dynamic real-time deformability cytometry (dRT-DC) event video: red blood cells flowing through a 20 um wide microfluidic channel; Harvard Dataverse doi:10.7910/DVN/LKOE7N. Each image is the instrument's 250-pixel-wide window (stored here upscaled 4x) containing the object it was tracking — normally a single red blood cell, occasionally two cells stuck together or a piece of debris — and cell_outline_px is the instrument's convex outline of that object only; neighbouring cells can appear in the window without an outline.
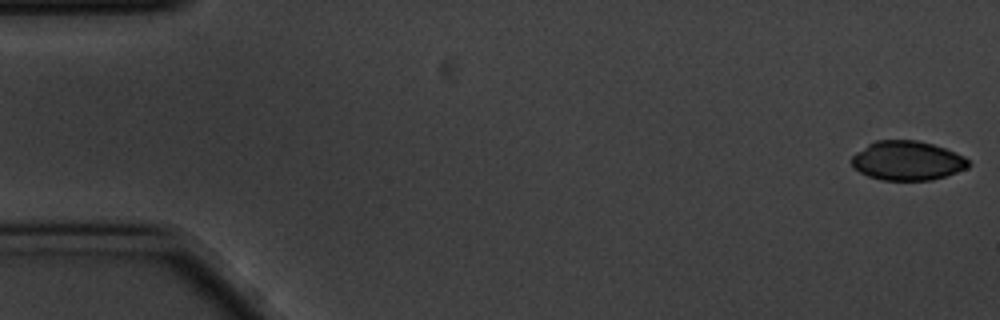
{"species": "common noctule bat (a hibernating species)", "species_latin": "Nyctalus noctula", "temperature_condition": "cold", "stored_images_in_passage": 57, "camera_frame_rate_fps": 3000, "um_per_image_px": 0.085, "animal": {"sex": "male", "body_mass_g": 20.1, "forearm_length_mm": 53.5}, "frame": {"image": 1, "passage_image": 1, "time_ms": 0.0, "image_size_px": [1000, 320], "cell_outline_px": [[972, 164], [968, 168], [932, 180], [884, 180], [868, 176], [860, 172], [852, 164], [852, 156], [856, 152], [868, 144], [876, 140], [916, 140], [932, 144], [956, 152], [964, 156]], "centroid_in_image_um": [77.14, 13.65], "position_along_channel_um": 7.9, "area_um2": 26.65}}
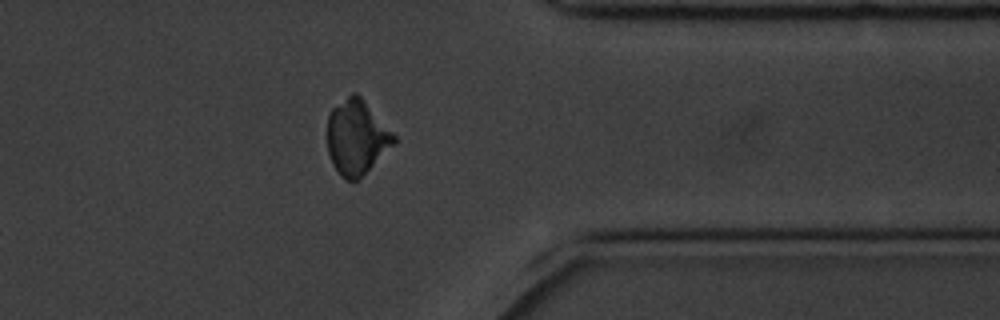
{"frame": {"image": 2, "passage_image": 45, "time_ms": 14.667, "image_size_px": [1000, 320], "cell_outline_px": [[396, 140], [356, 180], [348, 180], [340, 176], [332, 164], [328, 152], [328, 116], [332, 108], [352, 92], [356, 92], [360, 96], [396, 136]], "centroid_in_image_um": [30.27, 11.63], "position_along_channel_um": 381.1, "area_um2": 28.09}}
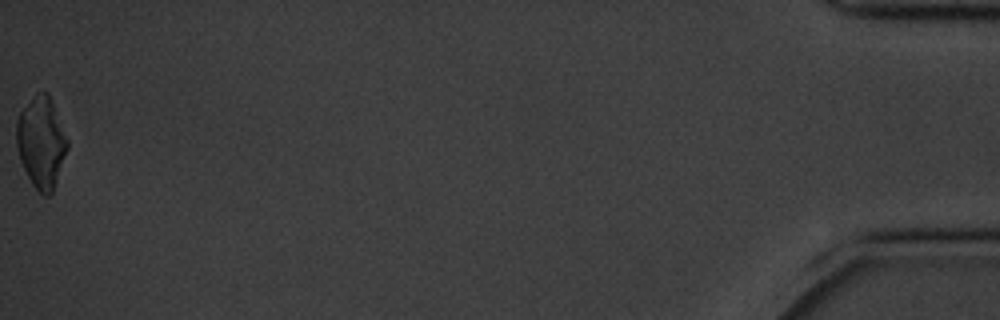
{"frame": {"image": 3, "passage_image": 57, "time_ms": 18.667, "image_size_px": [1000, 320], "cell_outline_px": [[68, 148], [52, 192], [48, 196], [44, 196], [32, 184], [20, 160], [16, 148], [16, 120], [20, 112], [36, 92], [48, 92], [52, 100], [68, 140]], "centroid_in_image_um": [3.5, 12.07], "position_along_channel_um": 431.7, "area_um2": 26.99}, "authors_computed_cell_mechanics": {"area_um2": 28.9578, "velocity_mm_per_s": 3.4929, "shape_relaxation_time_tau1_ms": 5.0342, "shape_relaxation_time_tau2_ms": 8.7495, "deformation_change_tau1": 0.1579, "deformation_change_tau2": 0.1323}}